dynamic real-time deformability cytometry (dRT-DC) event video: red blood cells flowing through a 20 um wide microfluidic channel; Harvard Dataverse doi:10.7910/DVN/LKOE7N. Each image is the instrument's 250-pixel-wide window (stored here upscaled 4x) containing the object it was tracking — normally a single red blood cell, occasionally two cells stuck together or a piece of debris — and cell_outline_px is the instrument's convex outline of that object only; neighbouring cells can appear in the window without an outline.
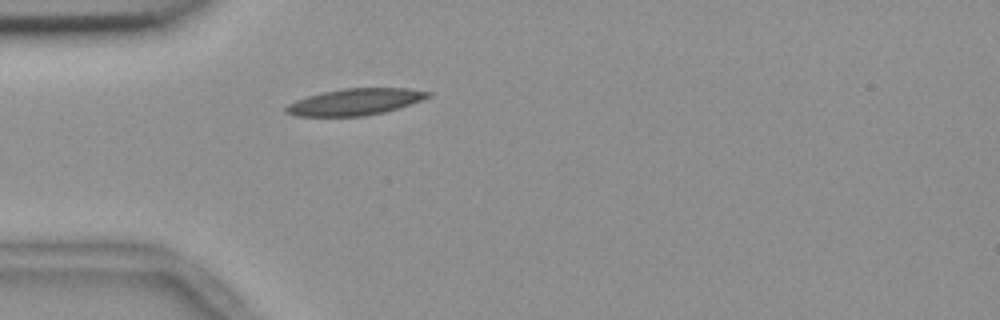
{"species": "common noctule bat (a hibernating species)", "species_latin": "Nyctalus noctula", "temperature_condition": "room temperature", "stored_images_in_passage": 40, "camera_frame_rate_fps": 3000, "um_per_image_px": 0.085, "animal": {"sex": "female", "body_mass_g": 18.4}, "frame": {"image": 1, "passage_image": 1, "time_ms": 0.0, "image_size_px": [1000, 320], "cell_outline_px": [[432, 96], [412, 104], [384, 112], [364, 116], [296, 116], [284, 112], [284, 108], [288, 104], [296, 100], [320, 92], [344, 88], [408, 88], [432, 92]], "centroid_in_image_um": [30.2, 8.65], "position_along_channel_um": 54.8, "area_um2": 22.14}}
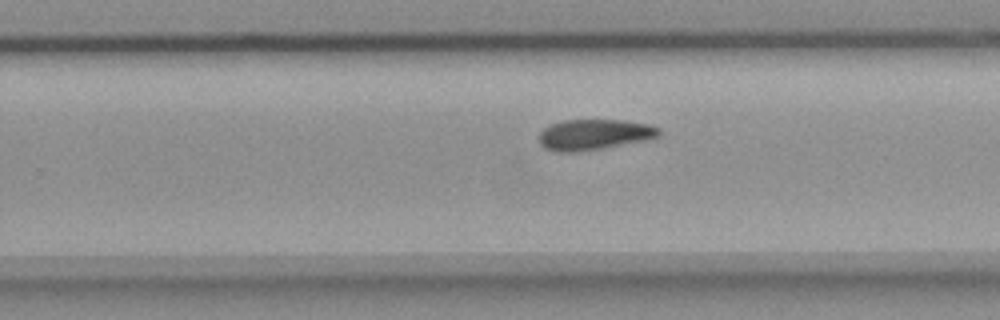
{"frame": {"image": 2, "passage_image": 20, "time_ms": 6.333, "image_size_px": [1000, 320], "cell_outline_px": [[660, 136], [600, 148], [576, 152], [552, 152], [544, 148], [540, 144], [540, 132], [544, 128], [552, 124], [564, 120], [624, 120], [648, 124], [660, 128]], "centroid_in_image_um": [50.45, 11.43], "position_along_channel_um": 279.4, "area_um2": 21.1}}
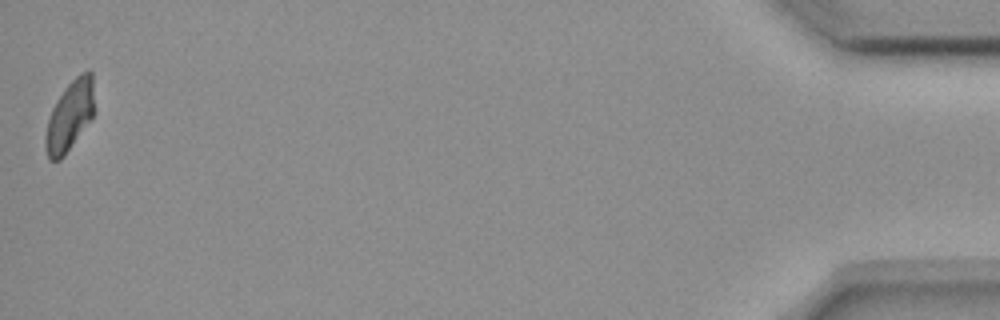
{"frame": {"image": 3, "passage_image": 40, "time_ms": 13.0, "image_size_px": [1000, 320], "cell_outline_px": [[96, 112], [64, 156], [60, 160], [48, 160], [44, 148], [44, 136], [48, 120], [52, 108], [56, 100], [64, 88], [80, 72], [88, 68], [92, 72]], "centroid_in_image_um": [5.94, 9.82], "position_along_channel_um": 429.3, "area_um2": 20.46}}